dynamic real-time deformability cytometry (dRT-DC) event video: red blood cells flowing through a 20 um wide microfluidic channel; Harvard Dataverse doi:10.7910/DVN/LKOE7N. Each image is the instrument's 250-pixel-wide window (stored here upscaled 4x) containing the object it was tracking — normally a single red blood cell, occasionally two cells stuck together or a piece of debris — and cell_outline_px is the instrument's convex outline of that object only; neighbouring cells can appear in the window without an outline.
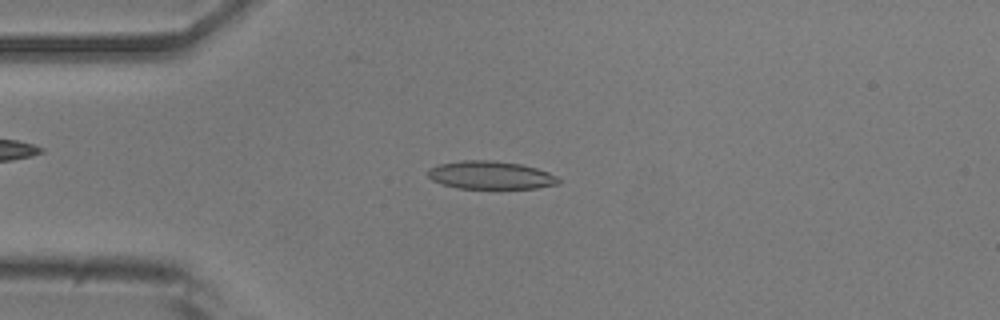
{"species": "common noctule bat (a hibernating species)", "species_latin": "Nyctalus noctula", "temperature_condition": "room temperature", "stored_images_in_passage": 53, "camera_frame_rate_fps": 3000, "um_per_image_px": 0.085, "animal": {"sex": "male", "body_mass_g": 20.5, "forearm_length_mm": 52.5}, "frame": {"image": 1, "passage_image": 13, "time_ms": 4.0, "image_size_px": [1000, 320], "cell_outline_px": [[560, 180], [556, 184], [536, 188], [460, 188], [444, 184], [432, 180], [428, 176], [428, 172], [432, 168], [440, 164], [464, 160], [492, 160], [520, 164], [536, 168], [548, 172], [556, 176]], "centroid_in_image_um": [41.72, 14.88], "position_along_channel_um": 43.3, "area_um2": 20.92}}
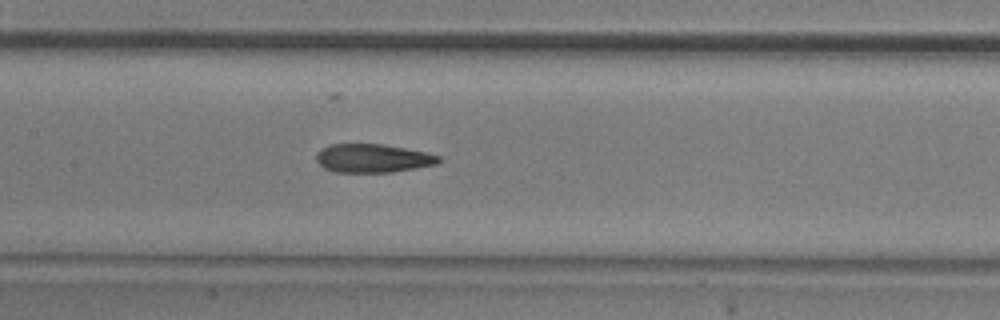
{"frame": {"image": 2, "passage_image": 25, "time_ms": 8.0, "image_size_px": [1000, 320], "cell_outline_px": [[440, 160], [436, 164], [416, 168], [392, 172], [336, 172], [324, 168], [316, 160], [316, 152], [320, 148], [332, 144], [380, 144], [404, 148], [424, 152], [440, 156]], "centroid_in_image_um": [31.64, 13.45], "position_along_channel_um": 175.8, "area_um2": 20.23}}
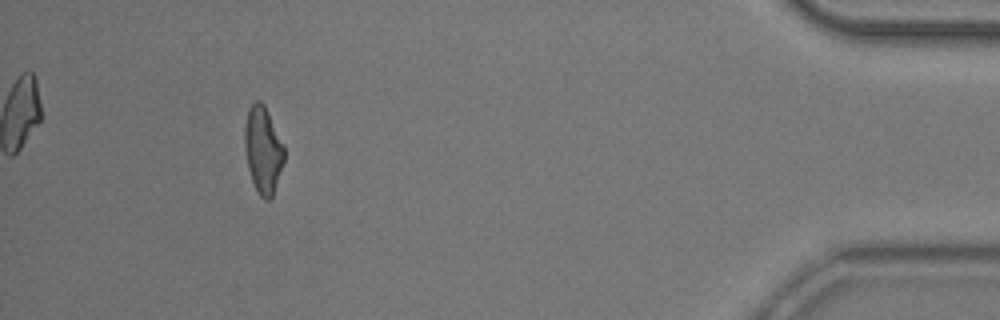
{"frame": {"image": 3, "passage_image": 49, "time_ms": 16.0, "image_size_px": [1000, 320], "cell_outline_px": [[284, 160], [272, 200], [264, 200], [256, 192], [248, 168], [244, 144], [244, 124], [248, 108], [256, 100], [260, 100], [264, 104], [268, 112], [284, 148]], "centroid_in_image_um": [22.34, 12.77], "position_along_channel_um": 412.9, "area_um2": 20.06}, "authors_computed_cell_mechanics": {"area_um2": 20.8658, "velocity_mm_per_s": 3.7507, "shape_relaxation_time_tau1_ms": 5.5499, "shape_relaxation_time_tau2_ms": 2.5124, "deformation_change_tau1": 0.1854, "deformation_change_tau2": 0.1203}}